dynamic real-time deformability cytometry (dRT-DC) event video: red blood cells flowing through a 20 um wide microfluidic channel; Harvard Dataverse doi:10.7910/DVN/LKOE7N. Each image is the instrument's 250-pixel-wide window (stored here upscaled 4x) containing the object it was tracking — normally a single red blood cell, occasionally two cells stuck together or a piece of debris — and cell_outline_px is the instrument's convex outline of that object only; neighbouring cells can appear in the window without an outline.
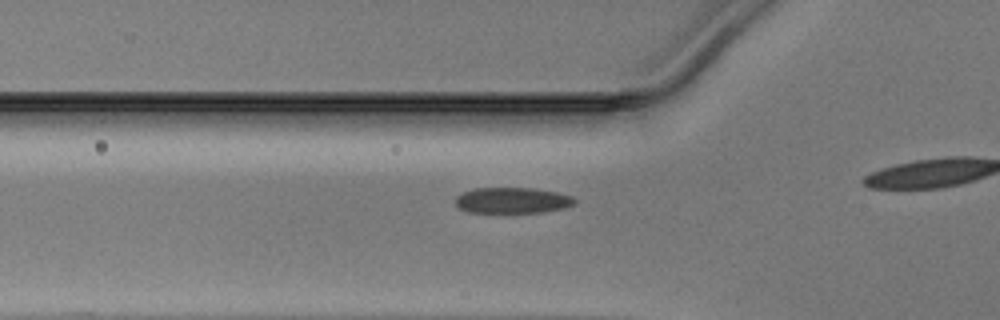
{"species": "Egyptian fruit bat (a non-hibernating species)", "species_latin": "Rousettus aegyptiacus", "temperature_condition": "warm", "stored_images_in_passage": 18, "camera_frame_rate_fps": 3000, "um_per_image_px": 0.085, "animal": {"sex": "male"}, "frame": {"image": 1, "passage_image": 13, "time_ms": 4.0, "image_size_px": [1000, 320], "cell_outline_px": [[576, 204], [564, 208], [544, 212], [504, 216], [468, 212], [460, 208], [456, 204], [456, 196], [464, 192], [476, 188], [532, 188], [556, 192], [572, 196], [576, 200]], "centroid_in_image_um": [43.55, 17.09], "position_along_channel_um": 82.3, "area_um2": 18.96}}
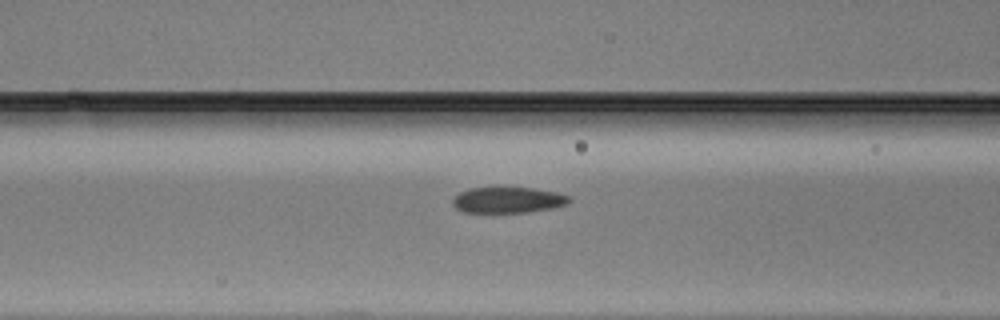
{"frame": {"image": 2, "passage_image": 16, "time_ms": 5.0, "image_size_px": [1000, 320], "cell_outline_px": [[572, 200], [568, 204], [552, 208], [528, 212], [464, 212], [456, 208], [452, 204], [452, 200], [460, 192], [468, 188], [536, 188], [556, 192], [568, 196]], "centroid_in_image_um": [43.19, 17.0], "position_along_channel_um": 123.4, "area_um2": 17.51}}